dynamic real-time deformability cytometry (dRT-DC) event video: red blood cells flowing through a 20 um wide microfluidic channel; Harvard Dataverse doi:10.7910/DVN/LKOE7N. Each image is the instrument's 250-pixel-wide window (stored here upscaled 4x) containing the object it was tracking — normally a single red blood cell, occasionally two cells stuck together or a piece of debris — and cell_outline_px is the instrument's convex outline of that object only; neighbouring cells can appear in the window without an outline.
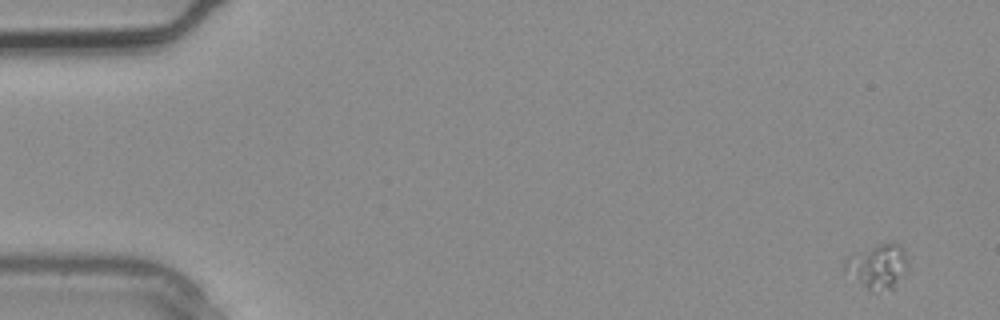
{"species": "common noctule bat (a hibernating species)", "species_latin": "Nyctalus noctula", "temperature_condition": "warm", "stored_images_in_passage": 3, "camera_frame_rate_fps": 3000, "um_per_image_px": 0.085, "animal": {"sex": "male", "body_mass_g": 20.4}, "frame": {"image": 1, "passage_image": 1, "time_ms": 0.0, "image_size_px": [1000, 320], "cell_outline_px": [[904, 268], [892, 288], [872, 292], [844, 268], [844, 260], [876, 244], [900, 244], [904, 252]], "centroid_in_image_um": [74.57, 22.62], "position_along_channel_um": 10.4, "area_um2": 14.91}}
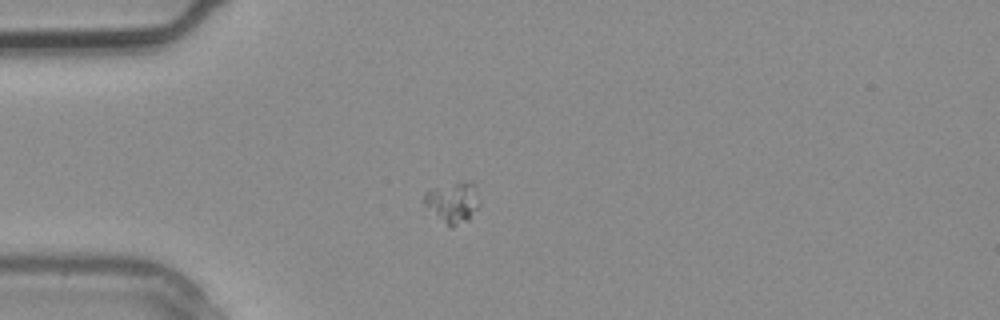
{"frame": {"image": 2, "passage_image": 3, "time_ms": 0.667, "image_size_px": [1000, 320], "cell_outline_px": [[480, 204], [468, 220], [452, 228], [448, 228], [424, 204], [424, 192], [432, 188], [456, 184], [472, 184], [476, 188]], "centroid_in_image_um": [38.47, 17.27], "position_along_channel_um": 46.5, "area_um2": 12.77}}